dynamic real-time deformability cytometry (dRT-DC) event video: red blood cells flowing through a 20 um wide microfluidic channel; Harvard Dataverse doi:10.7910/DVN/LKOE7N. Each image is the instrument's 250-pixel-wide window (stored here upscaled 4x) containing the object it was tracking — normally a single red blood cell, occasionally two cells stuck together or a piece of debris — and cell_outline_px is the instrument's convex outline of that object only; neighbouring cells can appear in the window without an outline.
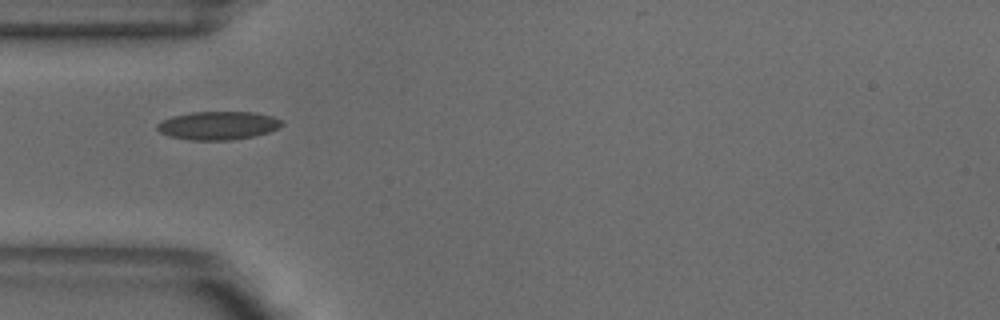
{"species": "common noctule bat (a hibernating species)", "species_latin": "Nyctalus noctula", "temperature_condition": "warm", "stored_images_in_passage": 3, "camera_frame_rate_fps": 3000, "um_per_image_px": 0.085, "animal": {"sex": "male", "body_mass_g": 18.8}, "frame": {"image": 1, "passage_image": 1, "time_ms": 0.0, "image_size_px": [1000, 320], "cell_outline_px": [[284, 124], [268, 132], [252, 136], [232, 140], [188, 140], [168, 136], [160, 132], [156, 128], [156, 124], [172, 116], [192, 112], [256, 112], [272, 116], [280, 120]], "centroid_in_image_um": [18.5, 10.67], "position_along_channel_um": 66.5, "area_um2": 20.52}}